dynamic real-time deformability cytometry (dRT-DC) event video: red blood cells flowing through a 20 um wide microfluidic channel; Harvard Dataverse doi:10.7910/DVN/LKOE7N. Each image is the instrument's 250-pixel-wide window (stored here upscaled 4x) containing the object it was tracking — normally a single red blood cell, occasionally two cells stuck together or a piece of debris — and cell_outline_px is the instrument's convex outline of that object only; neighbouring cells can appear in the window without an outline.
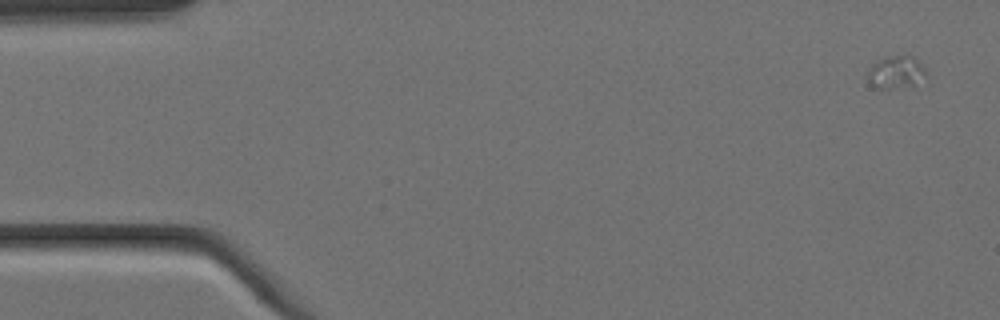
{"species": "Egyptian fruit bat (a non-hibernating species)", "species_latin": "Rousettus aegyptiacus", "temperature_condition": "cold", "stored_images_in_passage": 4, "camera_frame_rate_fps": 3000, "um_per_image_px": 0.085, "animal": {"sex": "female"}, "frame": {"image": 1, "passage_image": 1, "time_ms": 0.0, "image_size_px": [1000, 320], "cell_outline_px": [[928, 76], [916, 88], [872, 88], [868, 84], [868, 72], [872, 64], [884, 56], [912, 56], [924, 68]], "centroid_in_image_um": [76.19, 6.2], "position_along_channel_um": 8.8, "area_um2": 11.62}}